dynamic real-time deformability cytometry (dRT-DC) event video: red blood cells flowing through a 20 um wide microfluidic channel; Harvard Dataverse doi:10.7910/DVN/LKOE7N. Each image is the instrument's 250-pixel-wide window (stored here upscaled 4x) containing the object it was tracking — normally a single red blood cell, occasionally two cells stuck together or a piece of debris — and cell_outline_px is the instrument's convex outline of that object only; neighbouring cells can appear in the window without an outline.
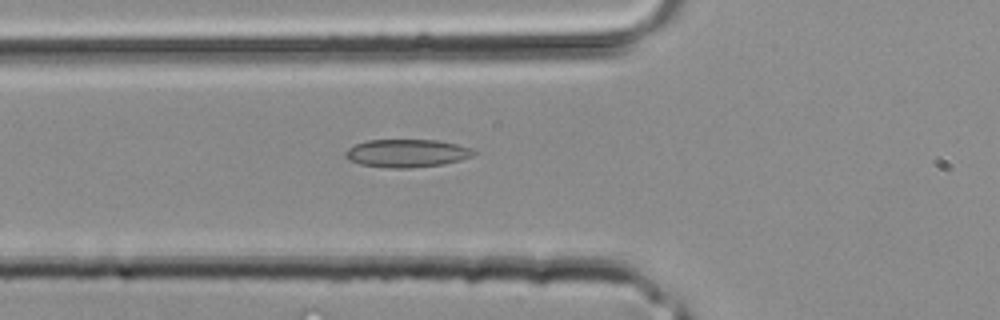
{"species": "common noctule bat (a hibernating species)", "species_latin": "Nyctalus noctula", "temperature_condition": "room temperature", "stored_images_in_passage": 3, "camera_frame_rate_fps": 3000, "um_per_image_px": 0.085, "animal": {"sex": "male", "body_mass_g": 20.4}, "frame": {"image": 1, "passage_image": 3, "time_ms": 0.667, "image_size_px": [1000, 320], "cell_outline_px": [[476, 152], [472, 156], [460, 160], [444, 164], [408, 168], [388, 168], [360, 164], [348, 160], [344, 156], [344, 152], [348, 148], [356, 144], [368, 140], [436, 140], [456, 144], [472, 148]], "centroid_in_image_um": [34.56, 13.03], "position_along_channel_um": 91.2, "area_um2": 20.92}}